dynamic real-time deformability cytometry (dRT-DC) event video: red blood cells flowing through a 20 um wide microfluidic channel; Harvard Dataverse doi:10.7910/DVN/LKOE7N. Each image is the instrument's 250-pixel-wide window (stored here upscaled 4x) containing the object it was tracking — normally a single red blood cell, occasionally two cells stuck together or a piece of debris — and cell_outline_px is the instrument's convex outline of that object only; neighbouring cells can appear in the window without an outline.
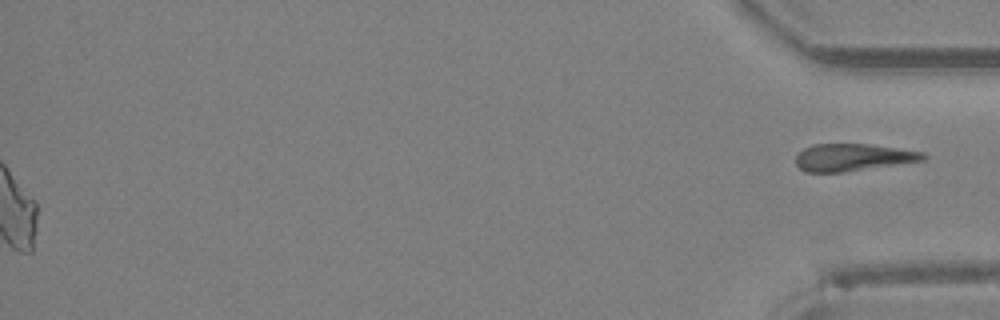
{"species": "Egyptian fruit bat (a non-hibernating species)", "species_latin": "Rousettus aegyptiacus", "temperature_condition": "room temperature", "stored_images_in_passage": 37, "segment_of_instrument_passage": [2, 2], "camera_frame_rate_fps": 3000, "um_per_image_px": 0.085, "animal": {"sex": "female"}, "frame": {"image": 1, "passage_image": 37, "time_ms": 12.0, "image_size_px": [1000, 320], "cell_outline_px": [[928, 156], [924, 160], [844, 172], [804, 172], [796, 164], [796, 156], [804, 148], [812, 144], [868, 144], [924, 152]], "centroid_in_image_um": [72.48, 13.37], "position_along_channel_um": 362.7, "area_um2": 20.11}}